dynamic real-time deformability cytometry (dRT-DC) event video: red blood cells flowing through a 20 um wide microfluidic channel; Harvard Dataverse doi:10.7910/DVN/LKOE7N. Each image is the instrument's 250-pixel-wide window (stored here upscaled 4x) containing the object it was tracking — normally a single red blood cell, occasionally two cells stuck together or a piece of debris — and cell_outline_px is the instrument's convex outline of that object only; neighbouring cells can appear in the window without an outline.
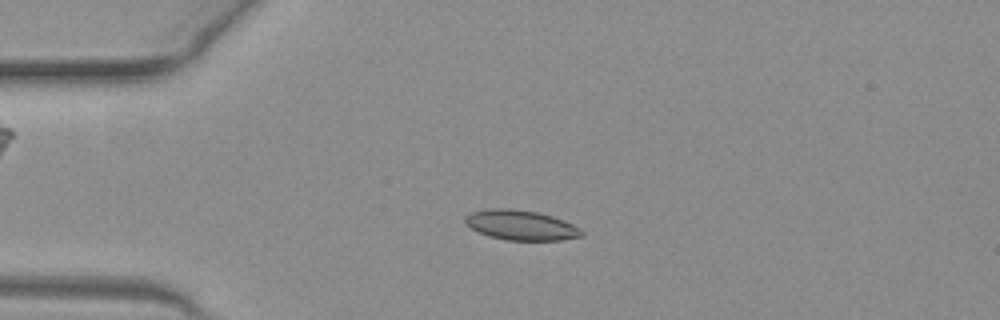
{"species": "common noctule bat (a hibernating species)", "species_latin": "Nyctalus noctula", "temperature_condition": "warm", "stored_images_in_passage": 39, "camera_frame_rate_fps": 3000, "um_per_image_px": 0.085, "animal": {"sex": "female", "body_mass_g": 19.3, "forearm_length_mm": 54.1}, "frame": {"image": 1, "passage_image": 1, "time_ms": 0.0, "image_size_px": [1000, 320], "cell_outline_px": [[584, 236], [560, 240], [508, 240], [488, 236], [464, 224], [464, 216], [472, 212], [492, 208], [508, 208], [536, 212], [552, 216], [572, 224], [580, 228], [584, 232]], "centroid_in_image_um": [44.27, 19.14], "position_along_channel_um": 40.7, "area_um2": 20.23}}
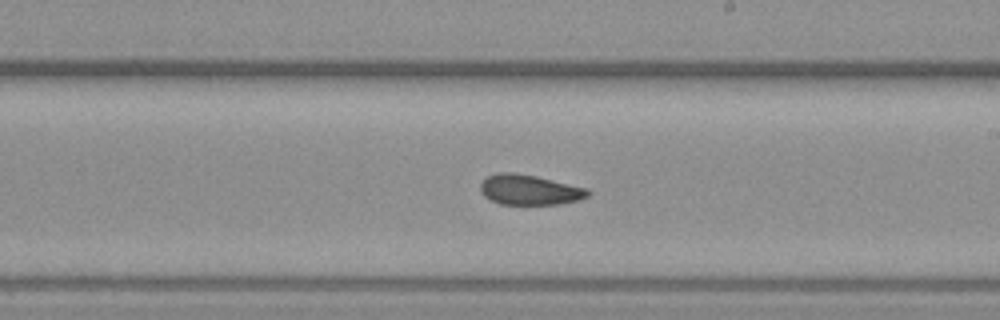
{"frame": {"image": 2, "passage_image": 18, "time_ms": 5.667, "image_size_px": [1000, 320], "cell_outline_px": [[588, 196], [576, 200], [560, 204], [500, 204], [484, 196], [480, 188], [480, 184], [488, 176], [496, 172], [512, 172], [536, 176], [588, 188]], "centroid_in_image_um": [44.98, 16.12], "position_along_channel_um": 244.0, "area_um2": 18.73}}
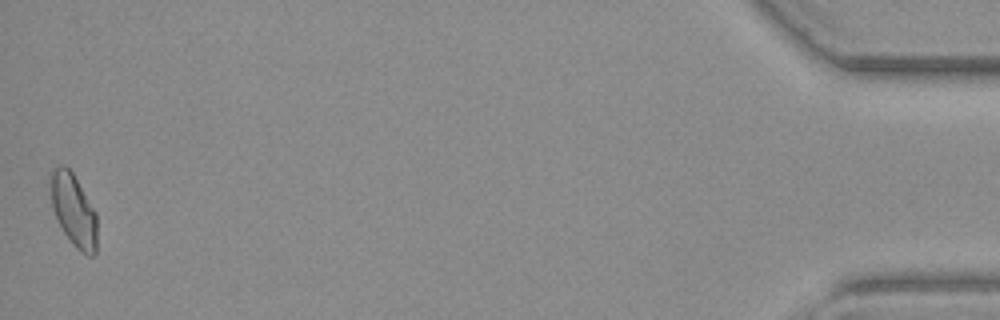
{"frame": {"image": 3, "passage_image": 39, "time_ms": 12.667, "image_size_px": [1000, 320], "cell_outline_px": [[96, 252], [92, 256], [88, 256], [80, 252], [72, 244], [64, 232], [52, 208], [52, 172], [60, 164], [64, 164], [72, 172], [96, 212]], "centroid_in_image_um": [6.29, 17.91], "position_along_channel_um": 428.9, "area_um2": 19.13}, "authors_computed_cell_mechanics": {"area_um2": 19.0162, "velocity_mm_per_s": 4.067, "shape_relaxation_time_tau1_ms": null, "shape_relaxation_time_tau2_ms": 1.6781, "deformation_change_tau1": null, "deformation_change_tau2": 0.0576}}